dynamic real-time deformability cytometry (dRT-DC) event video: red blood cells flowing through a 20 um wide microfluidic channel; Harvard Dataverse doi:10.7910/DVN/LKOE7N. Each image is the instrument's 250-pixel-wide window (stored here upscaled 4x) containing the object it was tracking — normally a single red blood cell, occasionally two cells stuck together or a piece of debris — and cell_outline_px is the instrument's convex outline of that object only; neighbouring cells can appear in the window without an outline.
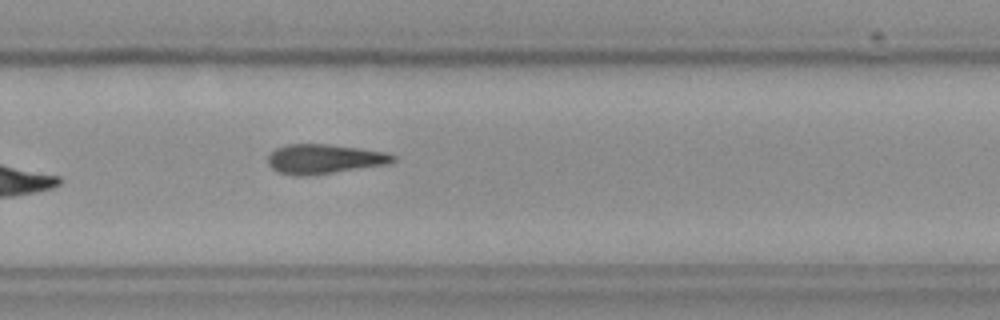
{"species": "Egyptian fruit bat (a non-hibernating species)", "species_latin": "Rousettus aegyptiacus", "temperature_condition": "cold", "stored_images_in_passage": 10, "camera_frame_rate_fps": 3000, "um_per_image_px": 0.085, "frame": {"image": 1, "passage_image": 10, "time_ms": 11.667, "image_size_px": [1000, 320], "cell_outline_px": [[396, 160], [388, 164], [332, 172], [300, 176], [296, 176], [280, 172], [272, 168], [268, 164], [268, 156], [276, 148], [284, 144], [328, 144], [360, 148], [384, 152], [396, 156]], "centroid_in_image_um": [27.55, 13.5], "position_along_channel_um": 302.3, "area_um2": 21.27}}